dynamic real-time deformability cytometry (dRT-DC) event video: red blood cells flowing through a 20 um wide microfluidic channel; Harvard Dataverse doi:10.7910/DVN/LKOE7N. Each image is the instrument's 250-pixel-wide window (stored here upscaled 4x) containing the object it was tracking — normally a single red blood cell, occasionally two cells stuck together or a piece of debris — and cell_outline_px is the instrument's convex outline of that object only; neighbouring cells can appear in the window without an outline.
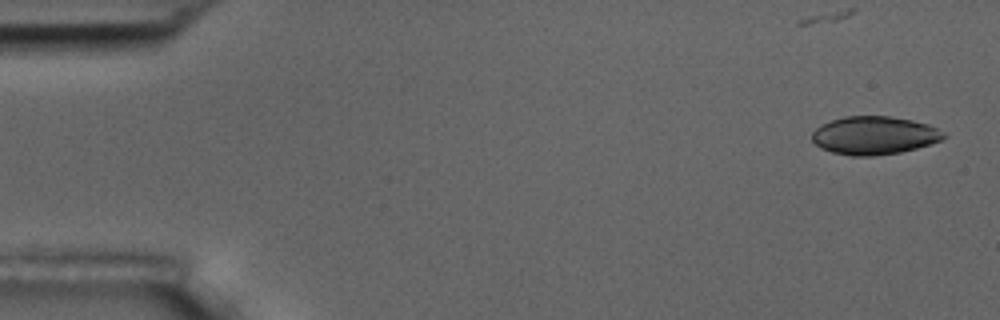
{"species": "common noctule bat (a hibernating species)", "species_latin": "Nyctalus noctula", "temperature_condition": "room temperature", "stored_images_in_passage": 6, "camera_frame_rate_fps": 3000, "um_per_image_px": 0.085, "animal": {"sex": "male", "body_mass_g": 17.5, "forearm_length_mm": 52.3}, "frame": {"image": 1, "passage_image": 1, "time_ms": 0.0, "image_size_px": [1000, 320], "cell_outline_px": [[948, 136], [940, 140], [916, 148], [900, 152], [872, 156], [852, 156], [832, 152], [820, 148], [812, 140], [812, 132], [820, 124], [844, 116], [892, 116], [912, 120], [928, 124], [944, 132]], "centroid_in_image_um": [74.29, 11.5], "position_along_channel_um": 10.7, "area_um2": 29.3}}
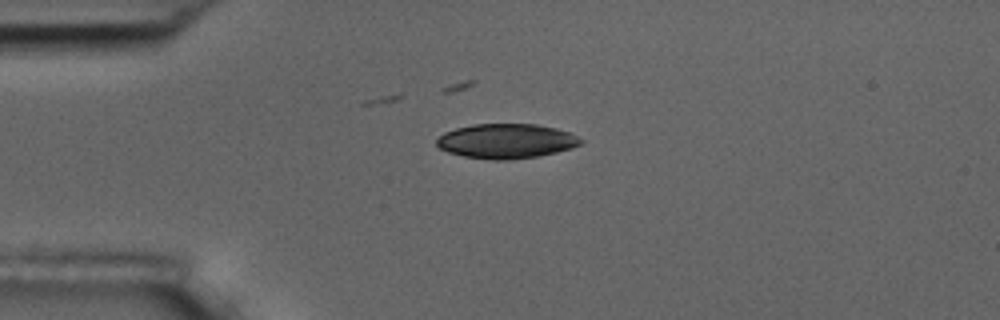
{"frame": {"image": 2, "passage_image": 4, "time_ms": 3.667, "image_size_px": [1000, 320], "cell_outline_px": [[584, 140], [580, 144], [572, 148], [556, 152], [536, 156], [508, 160], [492, 160], [464, 156], [448, 152], [440, 148], [436, 144], [436, 140], [444, 132], [456, 128], [472, 124], [536, 124], [556, 128], [568, 132]], "centroid_in_image_um": [43.02, 11.99], "position_along_channel_um": 42.0, "area_um2": 29.02}}